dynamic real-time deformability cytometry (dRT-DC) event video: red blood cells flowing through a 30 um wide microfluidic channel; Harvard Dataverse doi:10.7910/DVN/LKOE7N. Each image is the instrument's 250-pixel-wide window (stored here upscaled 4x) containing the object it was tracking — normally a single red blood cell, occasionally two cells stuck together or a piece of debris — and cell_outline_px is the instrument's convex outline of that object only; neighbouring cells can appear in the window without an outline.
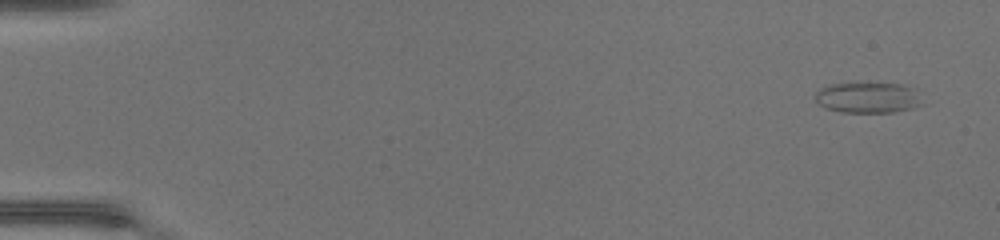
{"species": "common noctule bat (a hibernating species)", "species_latin": "Nyctalus noctula", "temperature_condition": "warm", "stored_images_in_passage": 14, "camera_frame_rate_fps": 3000, "um_per_image_px": 0.085, "animal": {"sex": "female", "body_mass_g": 17.0, "forearm_length_mm": 48.0}, "frame": {"image": 1, "passage_image": 1, "time_ms": 0.0, "image_size_px": [1000, 240], "cell_outline_px": [[924, 104], [912, 108], [892, 112], [840, 112], [828, 108], [820, 104], [816, 100], [816, 92], [820, 88], [832, 84], [900, 84], [912, 88]], "centroid_in_image_um": [73.77, 8.31], "position_along_channel_um": 11.2, "area_um2": 18.67}}